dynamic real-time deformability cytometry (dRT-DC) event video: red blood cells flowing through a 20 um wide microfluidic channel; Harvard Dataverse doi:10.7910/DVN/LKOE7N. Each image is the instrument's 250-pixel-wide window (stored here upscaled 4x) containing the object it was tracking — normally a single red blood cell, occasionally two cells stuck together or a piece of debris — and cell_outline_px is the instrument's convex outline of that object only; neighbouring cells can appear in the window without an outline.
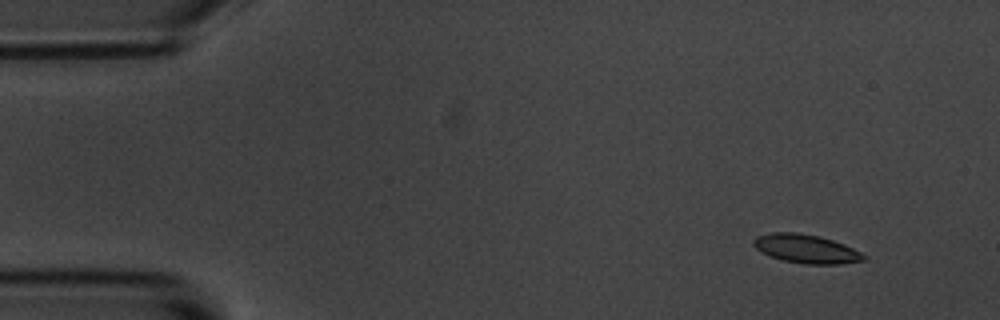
{"species": "common noctule bat (a hibernating species)", "species_latin": "Nyctalus noctula", "temperature_condition": "room temperature", "stored_images_in_passage": 4, "camera_frame_rate_fps": 3000, "um_per_image_px": 0.085, "animal": {"sex": "male", "body_mass_g": 20.1, "forearm_length_mm": 53.5}, "frame": {"image": 1, "passage_image": 1, "time_ms": 0.0, "image_size_px": [1000, 320], "cell_outline_px": [[868, 256], [864, 260], [840, 264], [804, 264], [784, 260], [772, 256], [756, 248], [752, 244], [752, 240], [756, 236], [772, 232], [796, 232], [820, 236], [844, 244]], "centroid_in_image_um": [68.53, 21.14], "position_along_channel_um": 16.5, "area_um2": 18.32}}
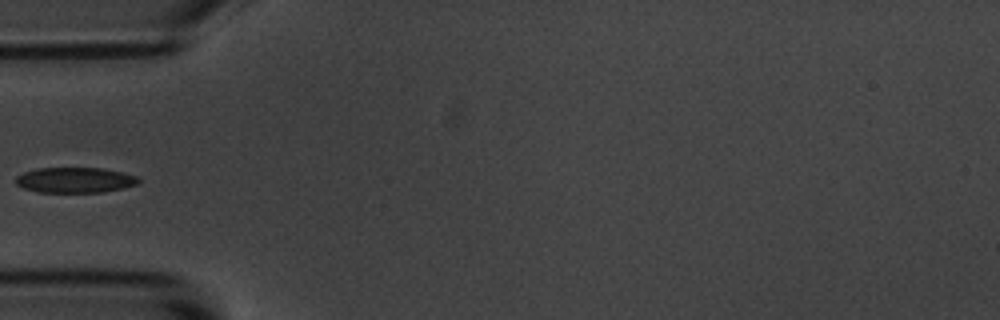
{"frame": {"image": 2, "passage_image": 4, "time_ms": 4.333, "image_size_px": [1000, 320], "cell_outline_px": [[140, 180], [136, 184], [124, 188], [100, 192], [40, 192], [24, 188], [16, 184], [16, 176], [24, 172], [36, 168], [100, 168], [124, 172], [136, 176]], "centroid_in_image_um": [6.37, 15.3], "position_along_channel_um": 78.6, "area_um2": 18.09}}